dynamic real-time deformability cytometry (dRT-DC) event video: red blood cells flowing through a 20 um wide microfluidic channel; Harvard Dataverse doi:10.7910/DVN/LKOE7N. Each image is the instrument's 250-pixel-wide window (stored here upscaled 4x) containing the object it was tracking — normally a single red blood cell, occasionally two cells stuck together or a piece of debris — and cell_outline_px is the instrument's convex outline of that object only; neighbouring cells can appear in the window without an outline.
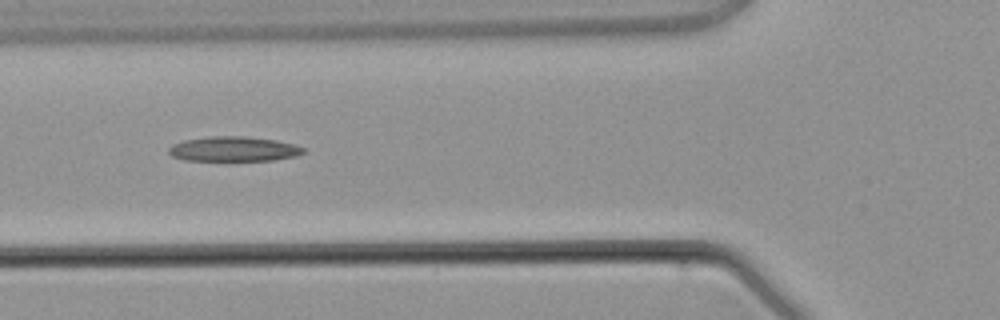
{"species": "common noctule bat (a hibernating species)", "species_latin": "Nyctalus noctula", "temperature_condition": "warm", "stored_images_in_passage": 3, "camera_frame_rate_fps": 3000, "um_per_image_px": 0.085, "animal": {"sex": "male", "body_mass_g": 21.5, "forearm_length_mm": 52.0}, "frame": {"image": 1, "passage_image": 3, "time_ms": 2.333, "image_size_px": [1000, 320], "cell_outline_px": [[304, 152], [296, 156], [272, 160], [184, 160], [172, 156], [168, 152], [168, 148], [172, 144], [184, 140], [208, 136], [244, 136], [276, 140], [296, 144], [304, 148]], "centroid_in_image_um": [19.85, 12.65], "position_along_channel_um": 106.0, "area_um2": 19.48}}